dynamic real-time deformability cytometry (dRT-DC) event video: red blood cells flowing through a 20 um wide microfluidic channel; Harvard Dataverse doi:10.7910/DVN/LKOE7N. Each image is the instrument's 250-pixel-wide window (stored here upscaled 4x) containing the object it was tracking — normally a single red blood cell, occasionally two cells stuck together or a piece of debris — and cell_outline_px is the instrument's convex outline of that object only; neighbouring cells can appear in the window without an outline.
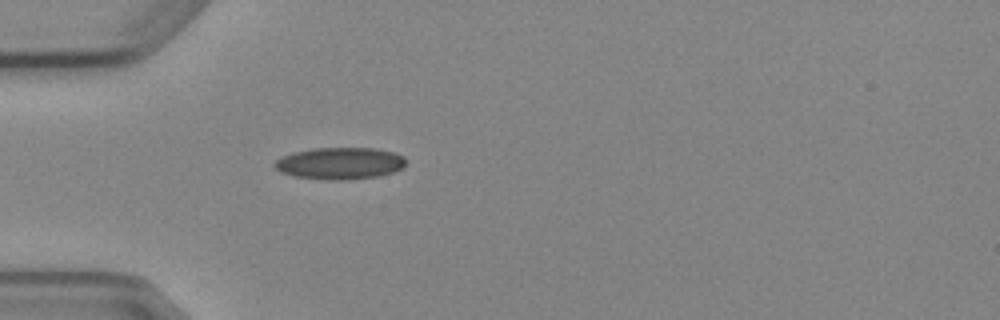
{"species": "Egyptian fruit bat (a non-hibernating species)", "species_latin": "Rousettus aegyptiacus", "temperature_condition": "cold", "stored_images_in_passage": 1, "camera_frame_rate_fps": 3000, "um_per_image_px": 0.085, "animal": {"sex": "female"}, "frame": {"image": 1, "passage_image": 1, "time_ms": 0.0, "image_size_px": [1000, 320], "cell_outline_px": [[404, 164], [400, 168], [392, 172], [380, 176], [348, 180], [328, 180], [296, 176], [280, 172], [272, 164], [276, 160], [292, 152], [316, 148], [376, 148], [396, 152], [404, 156]], "centroid_in_image_um": [28.9, 13.88], "position_along_channel_um": 56.1, "area_um2": 24.39}}